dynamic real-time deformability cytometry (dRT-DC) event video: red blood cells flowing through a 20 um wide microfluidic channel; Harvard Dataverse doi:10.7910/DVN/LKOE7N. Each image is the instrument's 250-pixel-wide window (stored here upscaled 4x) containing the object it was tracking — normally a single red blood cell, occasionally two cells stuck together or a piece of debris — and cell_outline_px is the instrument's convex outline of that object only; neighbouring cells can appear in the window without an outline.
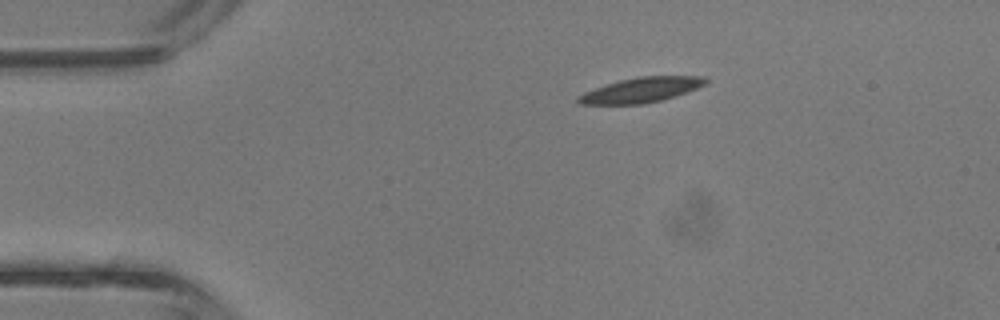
{"species": "common noctule bat (a hibernating species)", "species_latin": "Nyctalus noctula", "temperature_condition": "room temperature", "stored_images_in_passage": 2, "camera_frame_rate_fps": 3000, "um_per_image_px": 0.085, "animal": {"sex": "male", "body_mass_g": 13.3}, "frame": {"image": 1, "passage_image": 1, "time_ms": 0.0, "image_size_px": [1000, 320], "cell_outline_px": [[708, 80], [704, 84], [696, 88], [660, 100], [644, 104], [580, 104], [576, 100], [584, 92], [620, 80], [640, 76], [704, 76]], "centroid_in_image_um": [54.49, 7.64], "position_along_channel_um": 30.5, "area_um2": 18.03}}